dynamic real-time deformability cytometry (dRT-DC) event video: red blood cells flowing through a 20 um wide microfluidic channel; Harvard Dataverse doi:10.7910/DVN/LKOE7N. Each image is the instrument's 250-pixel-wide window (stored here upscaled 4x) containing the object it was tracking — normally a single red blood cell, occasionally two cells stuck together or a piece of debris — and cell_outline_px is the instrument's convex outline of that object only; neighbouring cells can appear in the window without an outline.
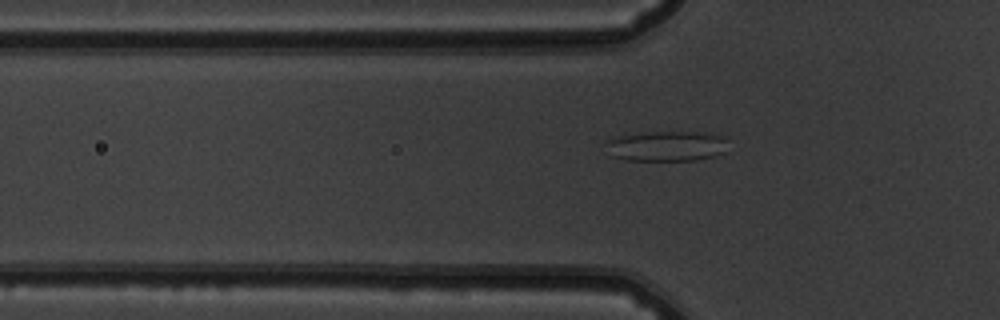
{"species": "common noctule bat (a hibernating species)", "species_latin": "Nyctalus noctula", "temperature_condition": "warm", "stored_images_in_passage": 33, "camera_frame_rate_fps": 3000, "um_per_image_px": 0.085, "animal": {"sex": "male", "body_mass_g": 19.5, "forearm_length_mm": 54.6}, "frame": {"image": 1, "passage_image": 2, "time_ms": 0.333, "image_size_px": [1000, 320], "cell_outline_px": [[728, 140], [724, 152], [716, 156], [696, 160], [624, 160], [612, 156], [604, 144], [604, 140], [616, 136], [648, 132], [700, 132], [720, 136]], "centroid_in_image_um": [56.61, 12.42], "position_along_channel_um": 69.2, "area_um2": 21.68}}
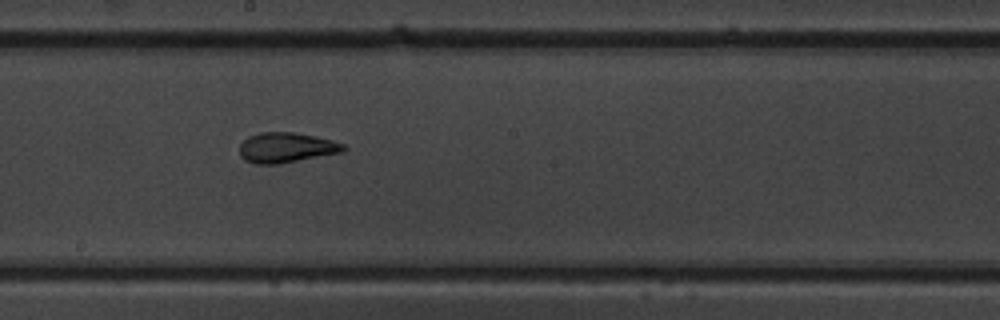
{"frame": {"image": 2, "passage_image": 14, "time_ms": 4.333, "image_size_px": [1000, 320], "cell_outline_px": [[348, 148], [344, 152], [276, 164], [252, 164], [244, 160], [240, 156], [240, 144], [248, 136], [260, 132], [296, 132], [316, 136], [332, 140], [344, 144]], "centroid_in_image_um": [24.34, 12.54], "position_along_channel_um": 223.9, "area_um2": 18.44}}
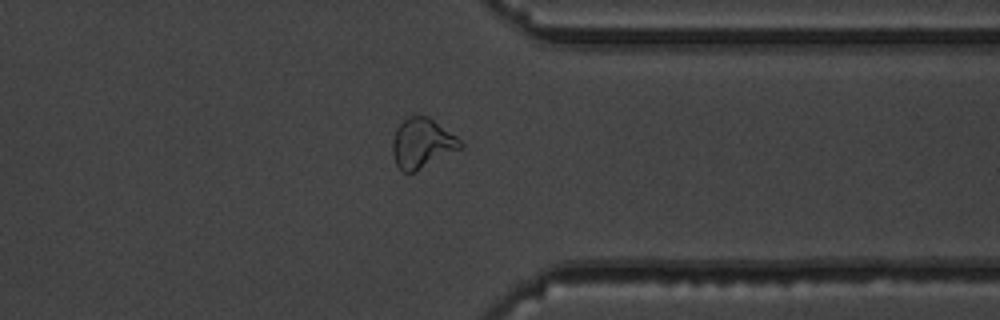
{"frame": {"image": 3, "passage_image": 26, "time_ms": 8.333, "image_size_px": [1000, 320], "cell_outline_px": [[464, 148], [416, 172], [404, 172], [396, 164], [392, 152], [392, 140], [396, 128], [408, 116], [428, 116], [456, 136], [464, 144]], "centroid_in_image_um": [35.9, 12.2], "position_along_channel_um": 375.5, "area_um2": 19.88}, "authors_computed_cell_mechanics": {"area_um2": 18.1492, "velocity_mm_per_s": 3.8702, "shape_relaxation_time_tau1_ms": null, "shape_relaxation_time_tau2_ms": 1.7799, "deformation_change_tau1": null, "deformation_change_tau2": 0.0878}}